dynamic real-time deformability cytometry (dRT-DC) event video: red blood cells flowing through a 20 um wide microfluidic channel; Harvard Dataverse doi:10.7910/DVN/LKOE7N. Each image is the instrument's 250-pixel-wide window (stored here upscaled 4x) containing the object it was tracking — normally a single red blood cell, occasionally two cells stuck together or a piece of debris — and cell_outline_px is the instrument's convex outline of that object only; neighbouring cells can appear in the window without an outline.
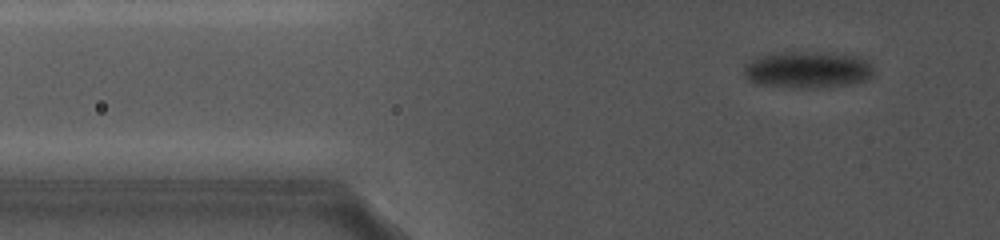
{"species": "common noctule bat (a hibernating species)", "species_latin": "Nyctalus noctula", "temperature_condition": "cold", "stored_images_in_passage": 88, "camera_frame_rate_fps": 5000, "um_per_image_px": 0.085, "animal": {"sex": "female", "body_mass_g": 19.0, "forearm_length_mm": 56.7}, "frame": {"image": 1, "passage_image": 10, "time_ms": 1.8, "image_size_px": [1000, 240], "cell_outline_px": [[876, 72], [868, 80], [852, 84], [824, 88], [792, 88], [756, 84], [748, 80], [744, 76], [744, 64], [756, 56], [776, 52], [836, 52], [860, 56]], "centroid_in_image_um": [68.63, 5.93], "position_along_channel_um": 57.2, "area_um2": 28.67}}
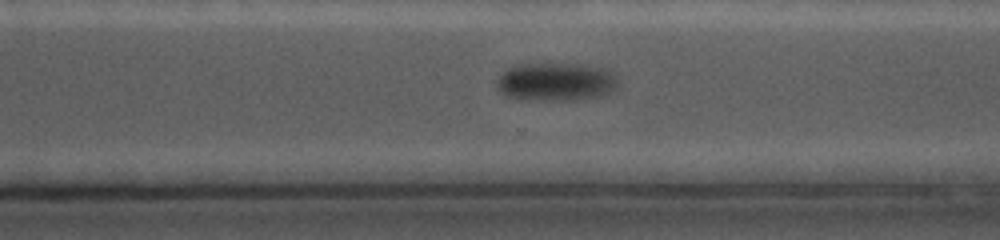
{"frame": {"image": 2, "passage_image": 66, "time_ms": 10.6, "image_size_px": [1000, 240], "cell_outline_px": [[616, 92], [600, 96], [576, 100], [524, 100], [508, 96], [500, 92], [496, 88], [496, 80], [508, 68], [520, 64], [572, 64], [604, 68], [616, 76]], "centroid_in_image_um": [47.25, 6.98], "position_along_channel_um": 323.4, "area_um2": 27.11}}
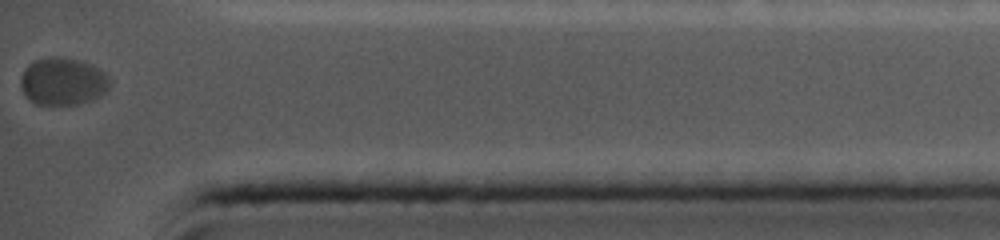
{"frame": {"image": 3, "passage_image": 87, "time_ms": 13.6, "image_size_px": [1000, 240], "cell_outline_px": [[112, 80], [108, 88], [104, 92], [88, 100], [76, 104], [36, 104], [20, 88], [20, 80], [24, 68], [28, 64], [36, 60], [52, 56], [60, 56], [80, 60], [104, 72]], "centroid_in_image_um": [5.32, 6.89], "position_along_channel_um": 429.9, "area_um2": 24.33}}